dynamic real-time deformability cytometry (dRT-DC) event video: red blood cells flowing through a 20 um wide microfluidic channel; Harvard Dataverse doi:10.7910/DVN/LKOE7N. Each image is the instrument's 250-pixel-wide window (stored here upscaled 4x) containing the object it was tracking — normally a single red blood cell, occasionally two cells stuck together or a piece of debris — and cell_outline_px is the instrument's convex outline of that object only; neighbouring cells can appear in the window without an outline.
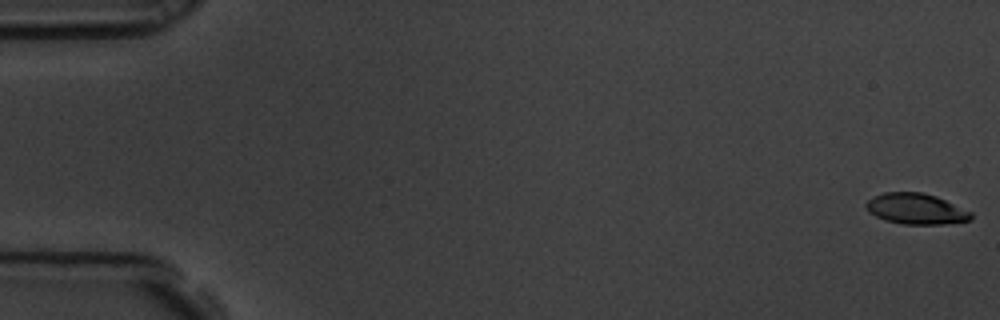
{"species": "common noctule bat (a hibernating species)", "species_latin": "Nyctalus noctula", "temperature_condition": "room temperature", "stored_images_in_passage": 5, "camera_frame_rate_fps": 3000, "um_per_image_px": 0.085, "animal": {"sex": "male", "body_mass_g": 19.5, "forearm_length_mm": 54.6}, "frame": {"image": 1, "passage_image": 1, "time_ms": 0.0, "image_size_px": [1000, 320], "cell_outline_px": [[972, 220], [944, 224], [904, 224], [884, 220], [868, 212], [864, 204], [868, 200], [884, 192], [924, 192], [936, 196], [972, 212]], "centroid_in_image_um": [77.86, 17.75], "position_along_channel_um": 7.1, "area_um2": 18.84}}
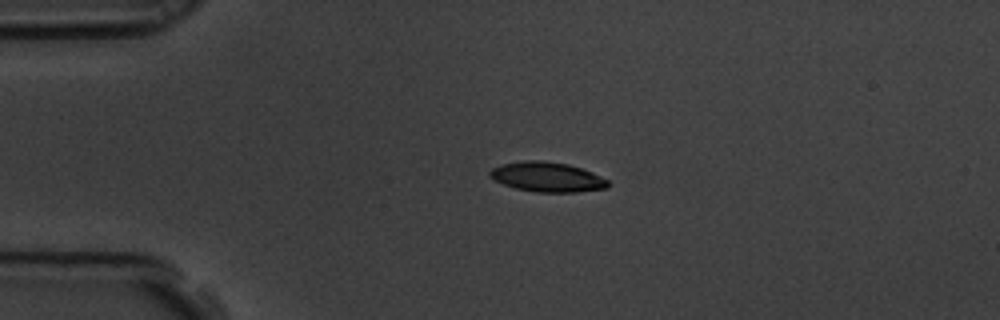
{"frame": {"image": 2, "passage_image": 4, "time_ms": 1.0, "image_size_px": [1000, 320], "cell_outline_px": [[608, 188], [576, 192], [536, 192], [516, 188], [504, 184], [488, 176], [488, 172], [492, 168], [500, 164], [524, 160], [544, 160], [568, 164], [592, 172], [608, 180]], "centroid_in_image_um": [46.49, 15.03], "position_along_channel_um": 38.5, "area_um2": 20.52}}